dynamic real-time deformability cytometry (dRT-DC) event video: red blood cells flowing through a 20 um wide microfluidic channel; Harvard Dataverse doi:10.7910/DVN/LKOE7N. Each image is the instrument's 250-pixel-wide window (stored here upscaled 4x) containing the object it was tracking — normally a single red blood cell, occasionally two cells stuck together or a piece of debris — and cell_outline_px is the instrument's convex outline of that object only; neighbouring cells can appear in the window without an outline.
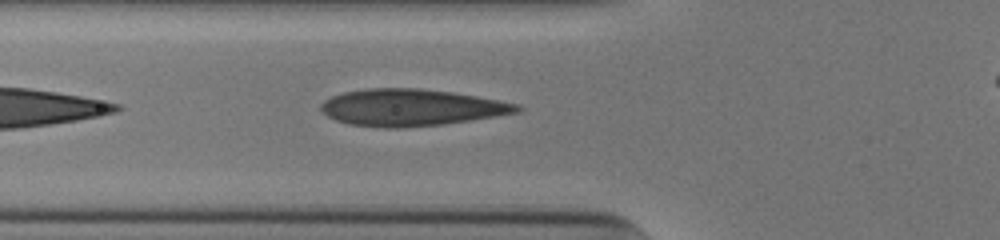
{"species": "human", "species_latin": "Homo sapiens", "temperature_condition": "cold", "stored_images_in_passage": 33, "camera_frame_rate_fps": 3000, "um_per_image_px": 0.085, "donor": {"sex": "male"}, "frame": {"image": 1, "passage_image": 4, "time_ms": 1.0, "image_size_px": [1000, 240], "cell_outline_px": [[524, 108], [520, 112], [472, 120], [444, 124], [404, 128], [384, 128], [348, 124], [336, 120], [328, 116], [320, 108], [320, 104], [324, 100], [332, 96], [344, 92], [368, 88], [420, 88], [452, 92], [500, 100], [520, 104]], "centroid_in_image_um": [34.98, 9.14], "position_along_channel_um": 90.8, "area_um2": 42.31}}
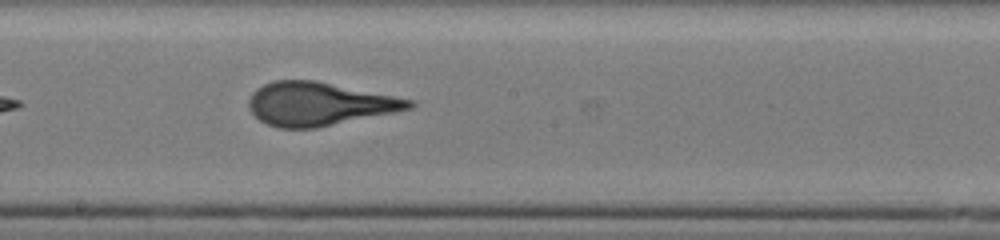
{"frame": {"image": 2, "passage_image": 14, "time_ms": 4.333, "image_size_px": [1000, 240], "cell_outline_px": [[416, 104], [412, 108], [396, 112], [316, 128], [276, 128], [260, 120], [252, 112], [248, 104], [248, 100], [252, 92], [256, 88], [264, 84], [276, 80], [316, 80], [416, 100]], "centroid_in_image_um": [27.15, 8.83], "position_along_channel_um": 221.1, "area_um2": 40.69}}
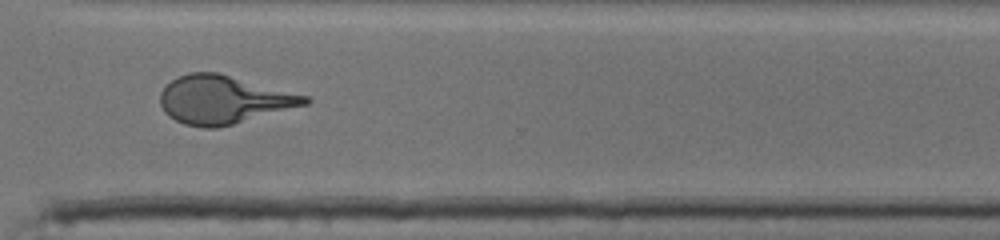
{"frame": {"image": 3, "passage_image": 24, "time_ms": 7.667, "image_size_px": [1000, 240], "cell_outline_px": [[312, 100], [308, 104], [232, 124], [216, 128], [204, 128], [184, 124], [168, 116], [164, 112], [160, 104], [160, 92], [172, 80], [188, 72], [216, 72], [308, 96]], "centroid_in_image_um": [18.97, 8.48], "position_along_channel_um": 351.6, "area_um2": 40.23}}